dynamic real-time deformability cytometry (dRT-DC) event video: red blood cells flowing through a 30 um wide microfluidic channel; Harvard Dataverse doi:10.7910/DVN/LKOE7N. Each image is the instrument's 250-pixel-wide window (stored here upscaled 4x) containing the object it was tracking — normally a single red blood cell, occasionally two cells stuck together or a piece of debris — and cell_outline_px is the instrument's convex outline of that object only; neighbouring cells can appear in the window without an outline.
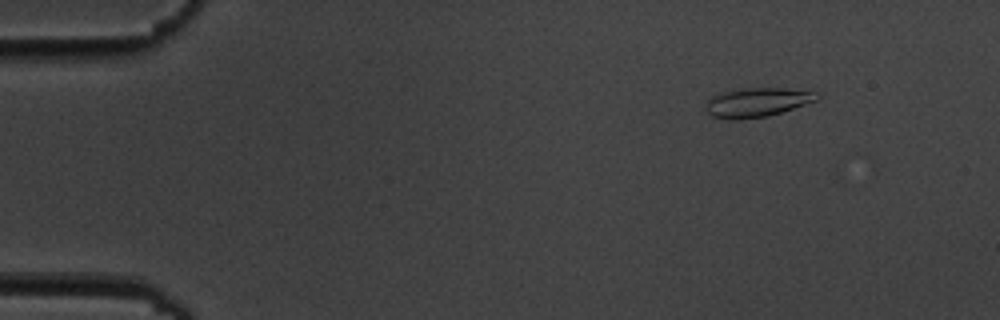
{"species": "common noctule bat (a hibernating species)", "species_latin": "Nyctalus noctula", "temperature_condition": "cold", "stored_images_in_passage": 5, "camera_frame_rate_fps": 3000, "um_per_image_px": 0.085, "animal": {"sex": "male", "body_mass_g": 19.5, "forearm_length_mm": 54.6}, "frame": {"image": 1, "passage_image": 2, "time_ms": 1.333, "image_size_px": [1000, 320], "cell_outline_px": [[820, 96], [816, 100], [768, 116], [740, 120], [728, 120], [712, 116], [704, 112], [704, 108], [708, 100], [712, 96], [724, 92], [744, 88], [784, 88], [816, 92]], "centroid_in_image_um": [64.28, 8.71], "position_along_channel_um": 20.7, "area_um2": 18.84}}
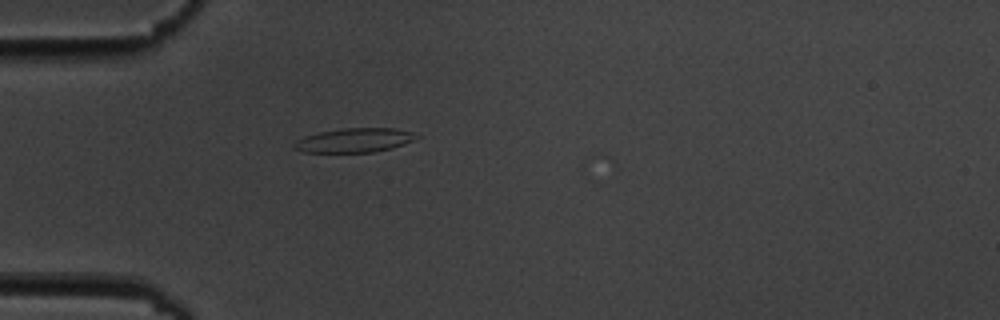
{"frame": {"image": 2, "passage_image": 5, "time_ms": 4.667, "image_size_px": [1000, 320], "cell_outline_px": [[420, 136], [404, 144], [392, 148], [372, 152], [304, 152], [292, 148], [292, 144], [296, 140], [304, 136], [320, 132], [340, 128], [392, 128], [412, 132]], "centroid_in_image_um": [30.08, 11.92], "position_along_channel_um": 54.9, "area_um2": 17.22}}